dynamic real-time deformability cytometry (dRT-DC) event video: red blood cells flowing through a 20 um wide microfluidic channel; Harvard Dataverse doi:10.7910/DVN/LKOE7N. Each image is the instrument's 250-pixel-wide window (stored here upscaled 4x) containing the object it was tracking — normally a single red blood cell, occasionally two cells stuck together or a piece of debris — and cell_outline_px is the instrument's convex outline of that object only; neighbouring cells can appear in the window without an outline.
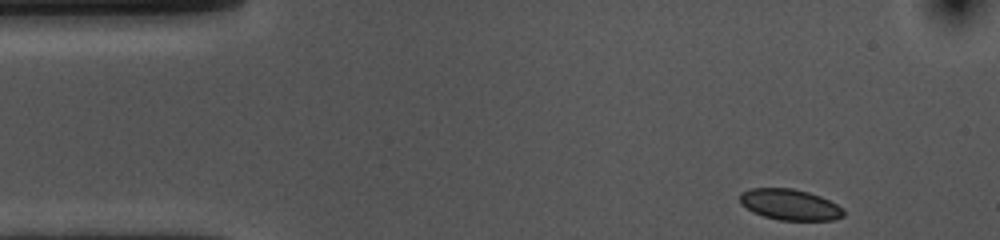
{"species": "common noctule bat (a hibernating species)", "species_latin": "Nyctalus noctula", "temperature_condition": "cold", "stored_images_in_passage": 50, "camera_frame_rate_fps": 3000, "um_per_image_px": 0.085, "animal": {"sex": "female", "body_mass_g": 10.0, "forearm_length_mm": 53.1}, "frame": {"image": 1, "passage_image": 1, "time_ms": 0.0, "image_size_px": [1000, 240], "cell_outline_px": [[844, 216], [832, 220], [780, 220], [764, 216], [752, 212], [740, 204], [740, 192], [748, 188], [792, 188], [808, 192], [820, 196], [844, 208]], "centroid_in_image_um": [67.11, 17.38], "position_along_channel_um": 17.9, "area_um2": 18.79}}
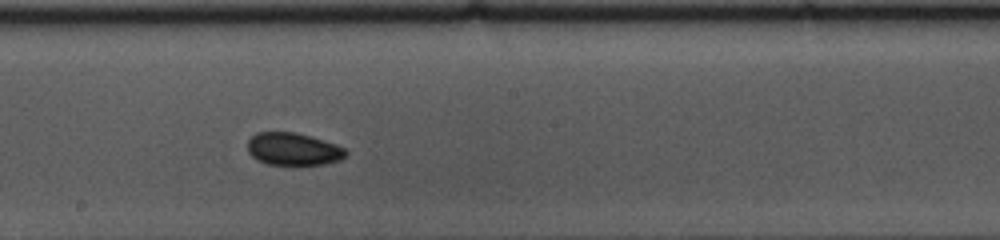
{"frame": {"image": 2, "passage_image": 24, "time_ms": 7.667, "image_size_px": [1000, 240], "cell_outline_px": [[348, 152], [340, 160], [324, 164], [268, 164], [256, 160], [248, 152], [248, 140], [256, 132], [296, 132], [324, 140], [336, 144], [344, 148]], "centroid_in_image_um": [24.91, 12.66], "position_along_channel_um": 223.3, "area_um2": 18.55}}
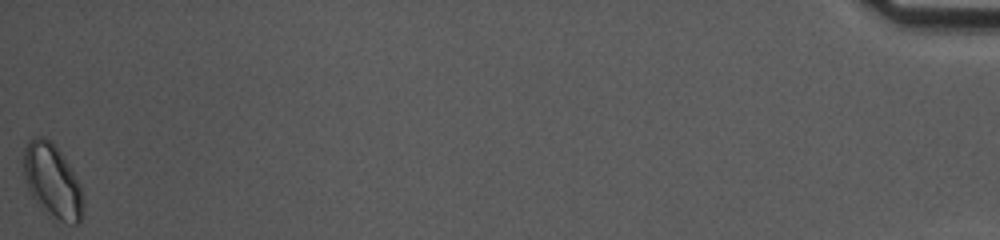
{"frame": {"image": 3, "passage_image": 50, "time_ms": 16.333, "image_size_px": [1000, 240], "cell_outline_px": [[84, 212], [80, 224], [72, 224], [52, 220], [40, 208], [28, 192], [24, 176], [24, 148], [28, 140], [32, 136], [44, 136], [60, 152], [68, 164], [80, 184], [84, 200]], "centroid_in_image_um": [4.45, 15.46], "position_along_channel_um": 430.7, "area_um2": 26.18}, "authors_computed_cell_mechanics": {"area_um2": 19.1029, "velocity_mm_per_s": 3.6026, "shape_relaxation_time_tau1_ms": 7.0199, "shape_relaxation_time_tau2_ms": 2.9742, "deformation_change_tau1": 0.0623, "deformation_change_tau2": 0.0606}}